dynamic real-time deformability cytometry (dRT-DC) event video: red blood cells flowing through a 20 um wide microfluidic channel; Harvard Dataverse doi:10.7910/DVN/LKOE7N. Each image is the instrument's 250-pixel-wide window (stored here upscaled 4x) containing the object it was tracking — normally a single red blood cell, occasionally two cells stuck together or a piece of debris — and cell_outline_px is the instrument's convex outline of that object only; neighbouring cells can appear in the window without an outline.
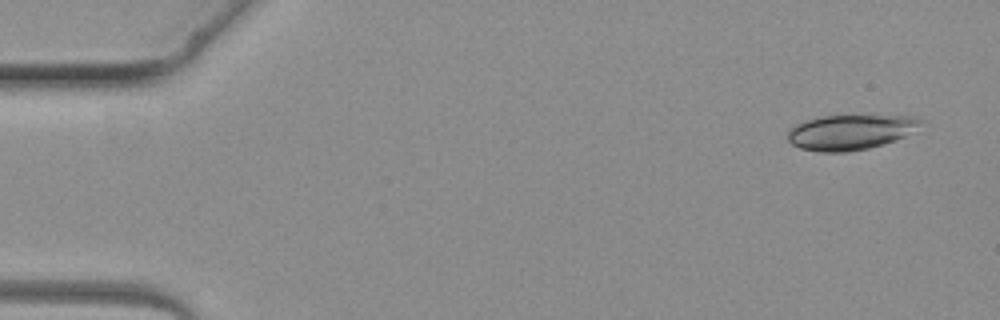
{"species": "common noctule bat (a hibernating species)", "species_latin": "Nyctalus noctula", "temperature_condition": "warm", "stored_images_in_passage": 3, "segment_of_instrument_passage": [1, 2], "camera_frame_rate_fps": 3000, "um_per_image_px": 0.085, "animal": {"sex": "female", "body_mass_g": 19.3, "forearm_length_mm": 54.1}, "frame": {"image": 1, "passage_image": 1, "time_ms": 0.0, "image_size_px": [1000, 320], "cell_outline_px": [[920, 120], [904, 136], [896, 140], [884, 144], [868, 148], [844, 152], [820, 152], [800, 148], [792, 144], [788, 140], [788, 132], [796, 124], [804, 120], [820, 116], [908, 116]], "centroid_in_image_um": [72.15, 11.24], "position_along_channel_um": 12.8, "area_um2": 26.47}}